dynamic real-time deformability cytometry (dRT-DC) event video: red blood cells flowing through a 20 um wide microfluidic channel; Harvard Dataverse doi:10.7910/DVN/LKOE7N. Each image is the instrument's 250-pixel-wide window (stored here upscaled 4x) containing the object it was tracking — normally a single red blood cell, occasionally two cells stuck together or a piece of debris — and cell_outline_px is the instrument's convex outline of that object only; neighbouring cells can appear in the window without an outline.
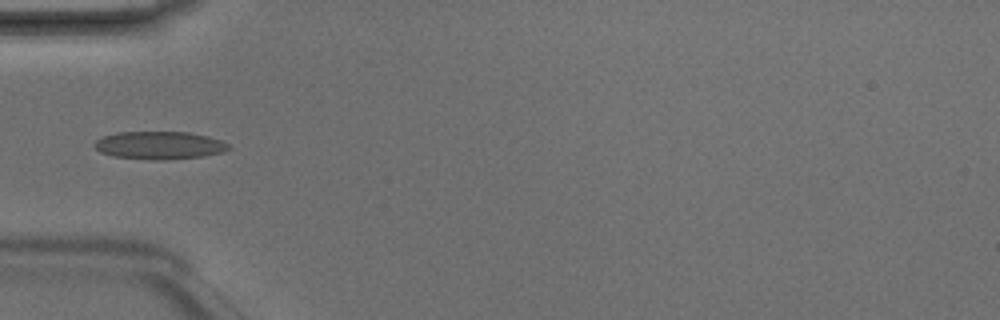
{"species": "Egyptian fruit bat (a non-hibernating species)", "species_latin": "Rousettus aegyptiacus", "temperature_condition": "room temperature", "stored_images_in_passage": 4, "camera_frame_rate_fps": 3000, "um_per_image_px": 0.085, "animal": {"sex": "male"}, "frame": {"image": 1, "passage_image": 3, "time_ms": 0.667, "image_size_px": [1000, 320], "cell_outline_px": [[232, 148], [220, 152], [204, 156], [164, 160], [152, 160], [112, 156], [100, 152], [92, 144], [96, 140], [104, 136], [116, 132], [188, 132], [208, 136], [220, 140], [228, 144]], "centroid_in_image_um": [13.53, 12.35], "position_along_channel_um": 71.5, "area_um2": 21.79}}